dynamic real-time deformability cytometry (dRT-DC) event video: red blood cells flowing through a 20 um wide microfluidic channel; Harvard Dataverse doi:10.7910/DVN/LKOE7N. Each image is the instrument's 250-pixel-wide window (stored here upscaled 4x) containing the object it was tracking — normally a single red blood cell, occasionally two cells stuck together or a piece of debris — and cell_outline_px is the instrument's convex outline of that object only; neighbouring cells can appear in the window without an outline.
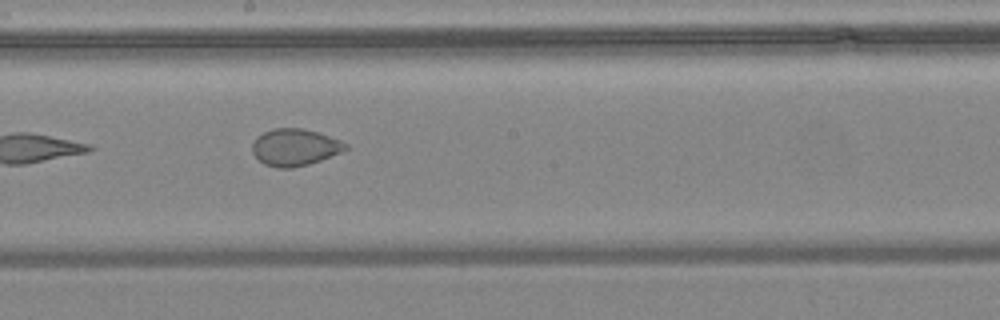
{"species": "common noctule bat (a hibernating species)", "species_latin": "Nyctalus noctula", "temperature_condition": "warm", "stored_images_in_passage": 12, "camera_frame_rate_fps": 3000, "um_per_image_px": 0.085, "animal": {"sex": "female", "body_mass_g": 24.6, "forearm_length_mm": 56.2}, "frame": {"image": 1, "passage_image": 7, "time_ms": 2.0, "image_size_px": [1000, 320], "cell_outline_px": [[348, 148], [340, 152], [320, 160], [308, 164], [292, 168], [276, 168], [264, 164], [252, 152], [252, 144], [256, 136], [264, 132], [276, 128], [300, 128], [316, 132], [340, 140], [348, 144]], "centroid_in_image_um": [25.03, 12.52], "position_along_channel_um": 223.2, "area_um2": 19.88}}